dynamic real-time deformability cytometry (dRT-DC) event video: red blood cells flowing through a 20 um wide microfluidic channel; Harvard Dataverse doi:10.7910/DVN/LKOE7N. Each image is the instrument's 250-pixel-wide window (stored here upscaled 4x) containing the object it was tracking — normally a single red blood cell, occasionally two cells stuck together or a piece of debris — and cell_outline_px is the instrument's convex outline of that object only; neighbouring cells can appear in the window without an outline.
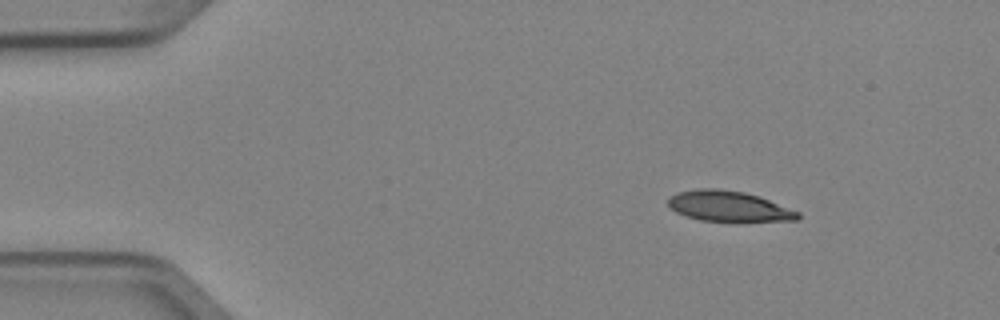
{"species": "Egyptian fruit bat (a non-hibernating species)", "species_latin": "Rousettus aegyptiacus", "temperature_condition": "cold", "stored_images_in_passage": 3, "camera_frame_rate_fps": 3000, "um_per_image_px": 0.085, "animal": {"sex": "female"}, "frame": {"image": 1, "passage_image": 1, "time_ms": 0.0, "image_size_px": [1000, 320], "cell_outline_px": [[800, 220], [700, 220], [676, 212], [668, 208], [668, 196], [676, 192], [696, 188], [720, 188], [744, 192], [760, 196], [800, 212]], "centroid_in_image_um": [61.89, 17.49], "position_along_channel_um": 23.1, "area_um2": 22.95}}